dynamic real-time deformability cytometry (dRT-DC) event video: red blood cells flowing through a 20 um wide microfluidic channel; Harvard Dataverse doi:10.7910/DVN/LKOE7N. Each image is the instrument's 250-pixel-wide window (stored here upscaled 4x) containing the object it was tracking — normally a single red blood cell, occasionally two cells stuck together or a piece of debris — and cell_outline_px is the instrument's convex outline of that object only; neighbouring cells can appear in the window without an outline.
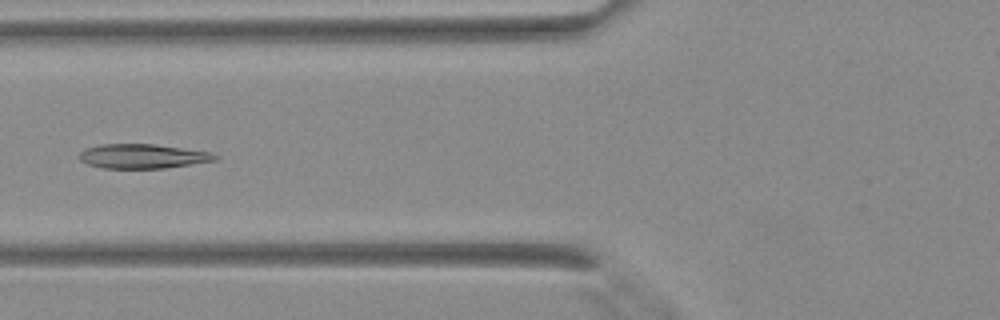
{"species": "Egyptian fruit bat (a non-hibernating species)", "species_latin": "Rousettus aegyptiacus", "temperature_condition": "warm", "stored_images_in_passage": 35, "camera_frame_rate_fps": 3000, "um_per_image_px": 0.085, "animal": {"sex": "female"}, "frame": {"image": 1, "passage_image": 16, "time_ms": 5.0, "image_size_px": [1000, 320], "cell_outline_px": [[220, 156], [216, 160], [164, 168], [104, 168], [88, 164], [80, 160], [80, 152], [84, 148], [100, 144], [152, 144], [212, 152]], "centroid_in_image_um": [12.12, 13.27], "position_along_channel_um": 113.7, "area_um2": 19.19}}
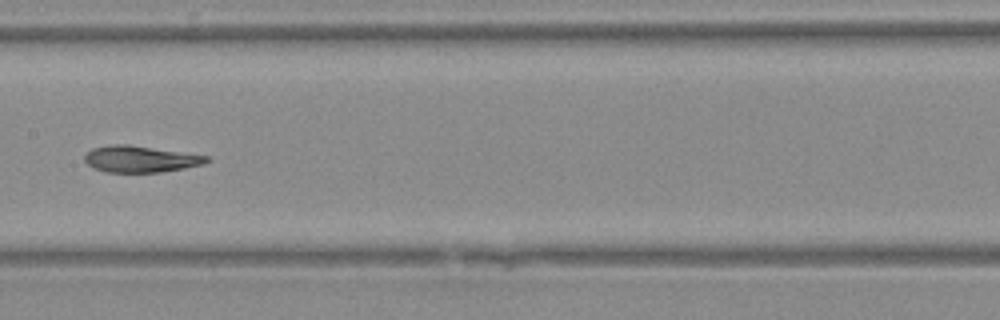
{"frame": {"image": 2, "passage_image": 21, "time_ms": 6.667, "image_size_px": [1000, 320], "cell_outline_px": [[212, 160], [204, 164], [184, 168], [160, 172], [108, 172], [92, 168], [84, 160], [84, 156], [92, 148], [108, 144], [128, 144], [208, 156]], "centroid_in_image_um": [11.92, 13.51], "position_along_channel_um": 195.5, "area_um2": 18.84}}
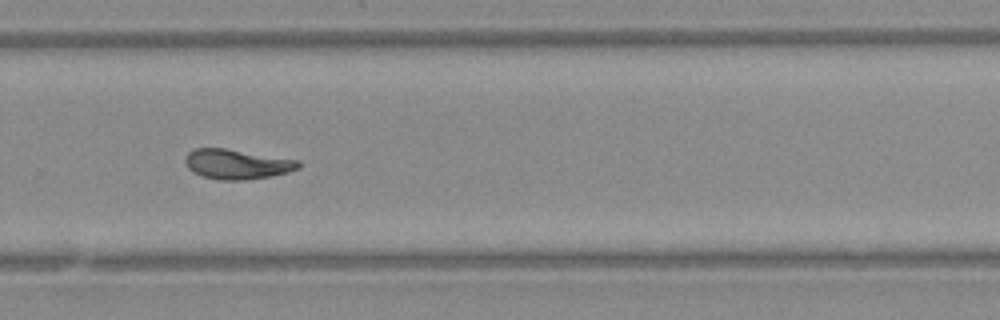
{"frame": {"image": 3, "passage_image": 28, "time_ms": 9.0, "image_size_px": [1000, 320], "cell_outline_px": [[300, 168], [288, 172], [268, 176], [244, 180], [220, 180], [204, 176], [192, 172], [184, 164], [184, 156], [188, 152], [196, 148], [224, 148], [300, 160]], "centroid_in_image_um": [20.11, 13.94], "position_along_channel_um": 309.7, "area_um2": 19.71}}